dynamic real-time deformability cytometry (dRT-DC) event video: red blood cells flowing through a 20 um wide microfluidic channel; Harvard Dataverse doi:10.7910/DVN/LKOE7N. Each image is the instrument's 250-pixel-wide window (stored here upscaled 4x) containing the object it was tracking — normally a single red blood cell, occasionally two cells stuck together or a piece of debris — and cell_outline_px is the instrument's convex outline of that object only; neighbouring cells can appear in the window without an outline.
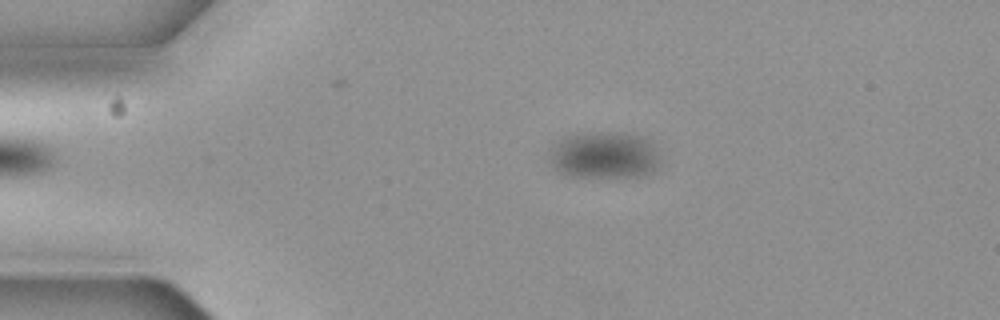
{"species": "common noctule bat (a hibernating species)", "species_latin": "Nyctalus noctula", "temperature_condition": "cold", "stored_images_in_passage": 4, "camera_frame_rate_fps": 3000, "um_per_image_px": 0.085, "animal": {"sex": "female", "body_mass_g": 19.3, "forearm_length_mm": 54.1}, "frame": {"image": 1, "passage_image": 3, "time_ms": 0.667, "image_size_px": [1000, 320], "cell_outline_px": [[660, 168], [656, 172], [644, 176], [568, 176], [556, 172], [552, 164], [552, 148], [560, 140], [572, 136], [636, 136], [648, 140], [652, 144], [660, 156]], "centroid_in_image_um": [51.45, 13.3], "position_along_channel_um": 33.6, "area_um2": 28.67}}